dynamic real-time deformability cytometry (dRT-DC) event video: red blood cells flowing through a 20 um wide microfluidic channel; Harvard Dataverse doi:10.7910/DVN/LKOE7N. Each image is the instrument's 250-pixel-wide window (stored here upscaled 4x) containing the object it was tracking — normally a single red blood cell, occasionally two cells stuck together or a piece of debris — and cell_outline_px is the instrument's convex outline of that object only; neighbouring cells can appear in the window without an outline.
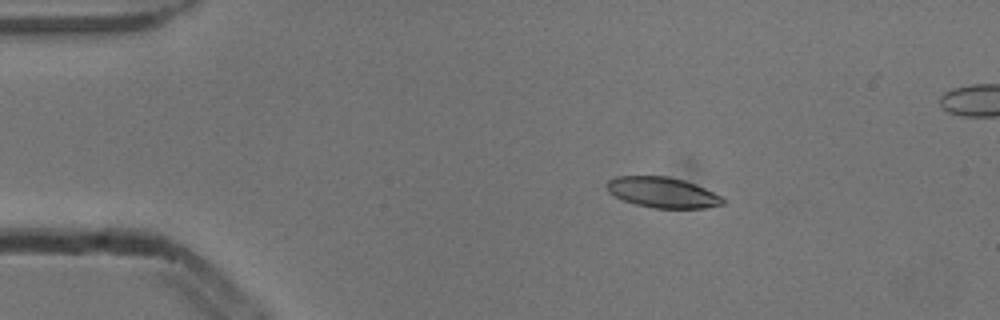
{"species": "common noctule bat (a hibernating species)", "species_latin": "Nyctalus noctula", "temperature_condition": "cold", "stored_images_in_passage": 6, "camera_frame_rate_fps": 3000, "um_per_image_px": 0.085, "animal": {"sex": "male", "body_mass_g": 13.3}, "frame": {"image": 1, "passage_image": 3, "time_ms": 0.667, "image_size_px": [1000, 320], "cell_outline_px": [[728, 200], [724, 204], [704, 208], [652, 208], [636, 204], [624, 200], [608, 192], [608, 180], [616, 176], [668, 176], [684, 180], [696, 184], [724, 196]], "centroid_in_image_um": [56.4, 16.36], "position_along_channel_um": 28.6, "area_um2": 20.81}}
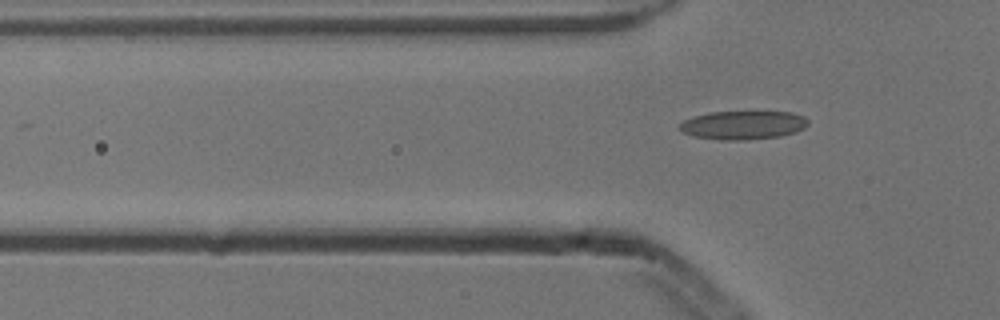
{"frame": {"image": 2, "passage_image": 6, "time_ms": 1.667, "image_size_px": [1000, 320], "cell_outline_px": [[808, 124], [804, 128], [796, 132], [780, 136], [744, 140], [720, 140], [692, 136], [684, 132], [680, 128], [680, 124], [684, 120], [692, 116], [712, 112], [792, 112], [804, 116], [808, 120]], "centroid_in_image_um": [63.18, 10.63], "position_along_channel_um": 62.6, "area_um2": 21.39}}